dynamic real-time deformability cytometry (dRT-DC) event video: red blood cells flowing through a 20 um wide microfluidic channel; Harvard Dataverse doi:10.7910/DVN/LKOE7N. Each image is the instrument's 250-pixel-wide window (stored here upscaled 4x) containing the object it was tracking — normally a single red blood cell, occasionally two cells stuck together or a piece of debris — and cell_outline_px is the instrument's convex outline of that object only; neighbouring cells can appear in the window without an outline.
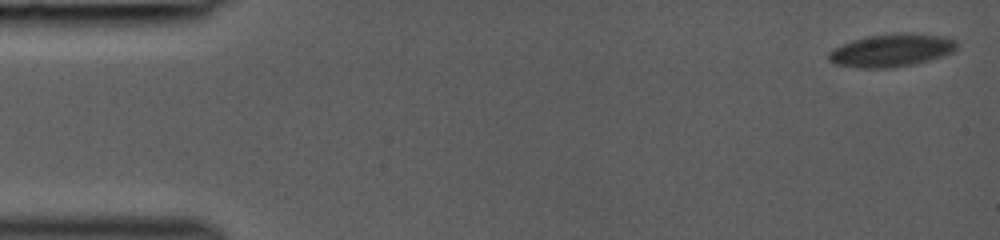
{"species": "common noctule bat (a hibernating species)", "species_latin": "Nyctalus noctula", "temperature_condition": "room temperature", "stored_images_in_passage": 9, "camera_frame_rate_fps": 3000, "um_per_image_px": 0.085, "animal": {"sex": "female", "body_mass_g": 19.0, "forearm_length_mm": 53.3}, "frame": {"image": 1, "passage_image": 1, "time_ms": 0.0, "image_size_px": [1000, 240], "cell_outline_px": [[956, 48], [952, 52], [928, 60], [912, 64], [892, 68], [860, 68], [832, 64], [828, 60], [828, 52], [852, 40], [868, 36], [904, 32], [908, 32], [944, 36], [956, 40]], "centroid_in_image_um": [75.75, 4.28], "position_along_channel_um": 9.2, "area_um2": 24.45}}